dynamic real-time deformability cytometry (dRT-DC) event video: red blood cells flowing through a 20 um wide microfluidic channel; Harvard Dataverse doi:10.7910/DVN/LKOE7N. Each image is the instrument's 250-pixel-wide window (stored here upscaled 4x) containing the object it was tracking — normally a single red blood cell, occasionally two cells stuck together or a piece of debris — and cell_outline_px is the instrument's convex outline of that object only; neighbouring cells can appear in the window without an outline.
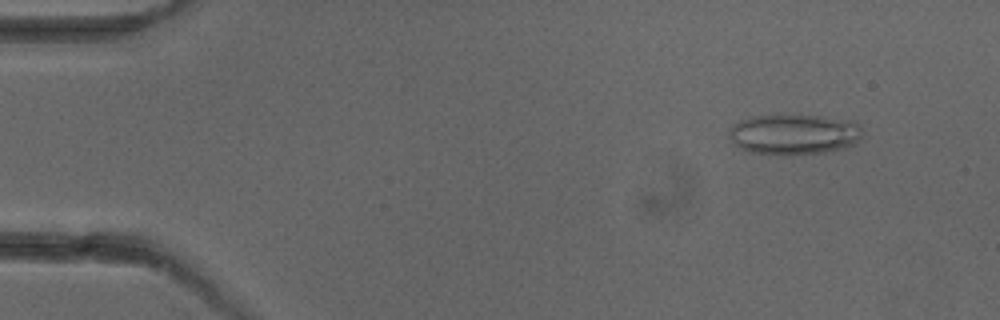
{"species": "common noctule bat (a hibernating species)", "species_latin": "Nyctalus noctula", "temperature_condition": "cold", "stored_images_in_passage": 6, "camera_frame_rate_fps": 3000, "um_per_image_px": 0.085, "animal": {"sex": "female"}, "frame": {"image": 1, "passage_image": 1, "time_ms": 0.0, "image_size_px": [1000, 320], "cell_outline_px": [[860, 136], [852, 144], [844, 148], [824, 152], [748, 152], [732, 144], [728, 132], [732, 124], [740, 120], [752, 116], [820, 116], [856, 120], [860, 124]], "centroid_in_image_um": [67.47, 11.37], "position_along_channel_um": 17.5, "area_um2": 30.58}}
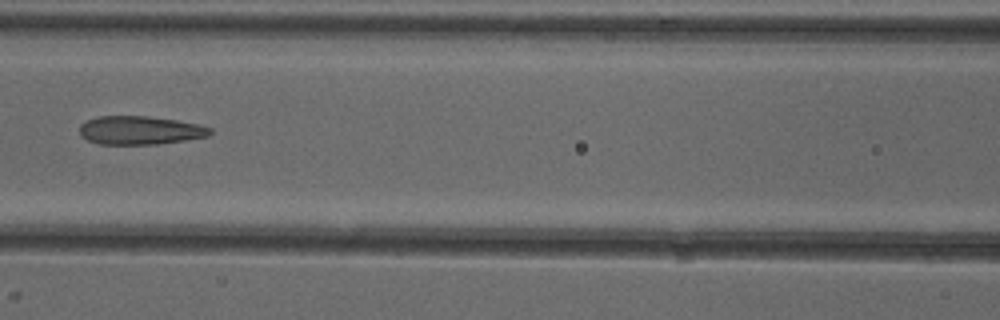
{"frame": {"image": 2, "passage_image": 6, "time_ms": 6.0, "image_size_px": [1000, 320], "cell_outline_px": [[212, 132], [208, 136], [188, 140], [156, 144], [100, 144], [88, 140], [80, 136], [80, 124], [88, 120], [100, 116], [148, 116], [176, 120], [200, 124], [212, 128]], "centroid_in_image_um": [11.93, 11.07], "position_along_channel_um": 154.7, "area_um2": 21.73}}